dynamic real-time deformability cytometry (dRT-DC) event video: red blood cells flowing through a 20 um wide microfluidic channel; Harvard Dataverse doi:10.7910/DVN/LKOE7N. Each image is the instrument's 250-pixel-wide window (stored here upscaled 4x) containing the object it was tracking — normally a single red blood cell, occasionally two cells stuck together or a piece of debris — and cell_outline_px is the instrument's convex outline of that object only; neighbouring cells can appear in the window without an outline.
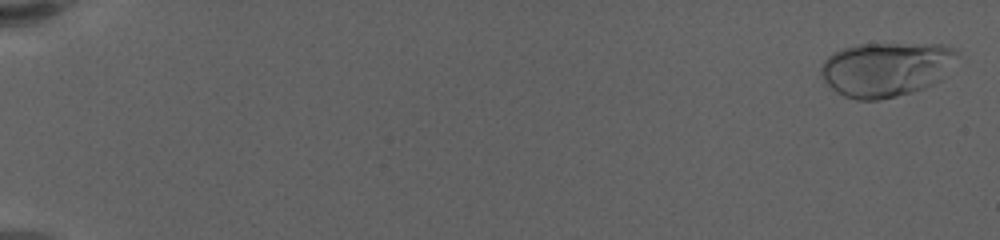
{"species": "human", "species_latin": "Homo sapiens", "temperature_condition": "warm", "stored_images_in_passage": 62, "camera_frame_rate_fps": 3000, "um_per_image_px": 0.085, "donor": {"sex": "female"}, "frame": {"image": 1, "passage_image": 2, "time_ms": 0.333, "image_size_px": [1000, 240], "cell_outline_px": [[956, 52], [940, 80], [924, 88], [912, 92], [880, 100], [856, 100], [844, 96], [836, 92], [824, 80], [820, 72], [820, 64], [832, 52], [856, 44], [944, 44], [956, 48]], "centroid_in_image_um": [75.24, 5.88], "position_along_channel_um": 9.8, "area_um2": 42.95}}
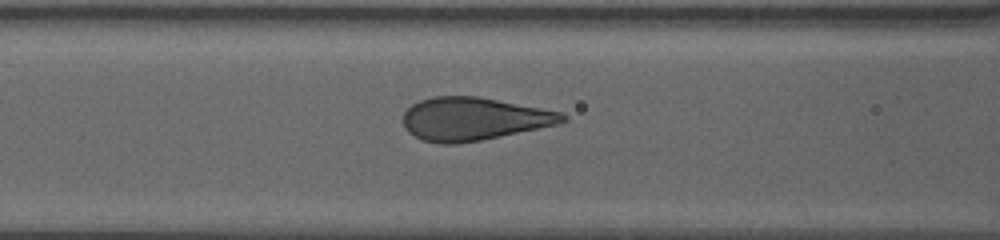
{"frame": {"image": 2, "passage_image": 29, "time_ms": 9.333, "image_size_px": [1000, 240], "cell_outline_px": [[568, 120], [556, 124], [500, 136], [480, 140], [456, 144], [440, 144], [424, 140], [408, 132], [404, 124], [404, 112], [412, 104], [420, 100], [432, 96], [480, 96], [564, 112], [568, 116]], "centroid_in_image_um": [40.28, 10.09], "position_along_channel_um": 126.3, "area_um2": 39.88}}
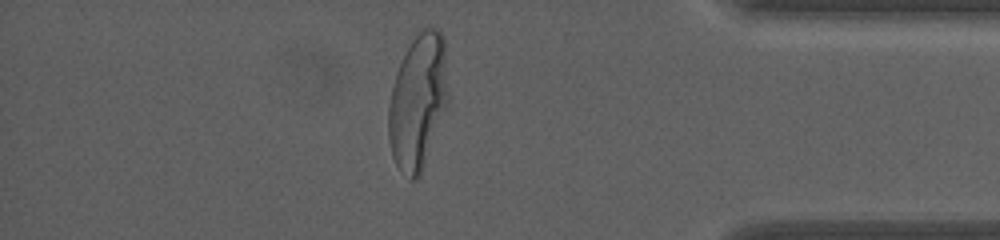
{"frame": {"image": 3, "passage_image": 55, "time_ms": 18.0, "image_size_px": [1000, 240], "cell_outline_px": [[448, 100], [420, 176], [416, 180], [408, 180], [396, 164], [392, 156], [388, 140], [388, 104], [396, 72], [412, 40], [424, 28], [436, 28], [444, 36], [448, 92]], "centroid_in_image_um": [35.51, 8.66], "position_along_channel_um": 399.7, "area_um2": 46.64}, "authors_computed_cell_mechanics": {"area_um2": 40.5756, "velocity_mm_per_s": 3.4278, "shape_relaxation_time_tau1_ms": 3.8679, "shape_relaxation_time_tau2_ms": null, "deformation_change_tau1": 0.1994, "deformation_change_tau2": null}}